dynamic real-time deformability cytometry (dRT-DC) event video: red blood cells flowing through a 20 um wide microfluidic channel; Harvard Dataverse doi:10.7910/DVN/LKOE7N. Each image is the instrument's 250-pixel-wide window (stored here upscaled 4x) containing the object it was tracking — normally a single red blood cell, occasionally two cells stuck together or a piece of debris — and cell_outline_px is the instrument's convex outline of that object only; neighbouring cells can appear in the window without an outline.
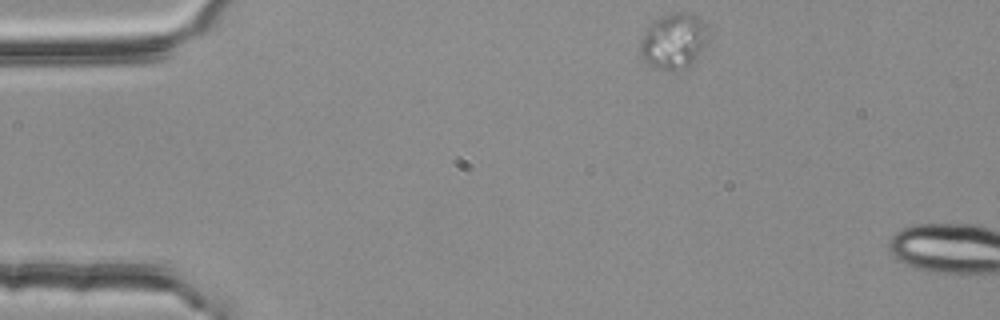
{"species": "common noctule bat (a hibernating species)", "species_latin": "Nyctalus noctula", "temperature_condition": "room temperature", "stored_images_in_passage": 3, "camera_frame_rate_fps": 3000, "um_per_image_px": 0.085, "animal": {"sex": "female", "body_mass_g": 25.1}, "frame": {"image": 1, "passage_image": 1, "time_ms": 0.0, "image_size_px": [1000, 320], "cell_outline_px": [[708, 40], [696, 56], [688, 64], [672, 72], [668, 72], [640, 60], [640, 44], [644, 32], [660, 16], [668, 12], [688, 12], [696, 16], [708, 24]], "centroid_in_image_um": [57.25, 3.46], "position_along_channel_um": 27.8, "area_um2": 21.96}}